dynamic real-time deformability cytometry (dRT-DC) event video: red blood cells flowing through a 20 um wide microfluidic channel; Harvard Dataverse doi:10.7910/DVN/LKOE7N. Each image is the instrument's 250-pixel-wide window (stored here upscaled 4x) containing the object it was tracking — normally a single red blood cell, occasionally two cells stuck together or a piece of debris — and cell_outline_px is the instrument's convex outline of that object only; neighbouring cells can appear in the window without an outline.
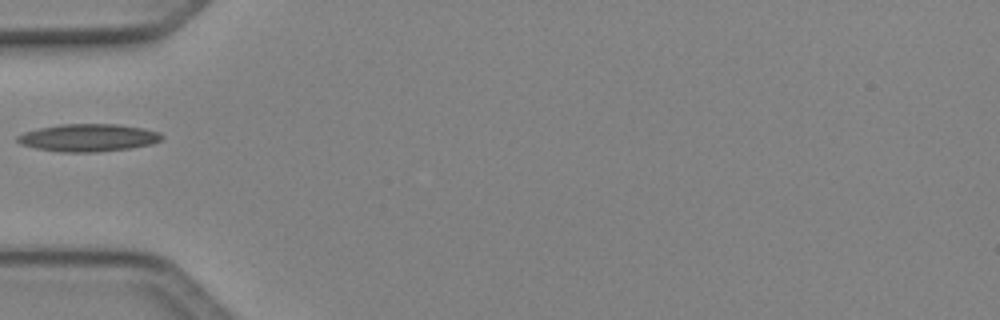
{"species": "Egyptian fruit bat (a non-hibernating species)", "species_latin": "Rousettus aegyptiacus", "temperature_condition": "cold", "stored_images_in_passage": 27, "camera_frame_rate_fps": 3000, "um_per_image_px": 0.085, "animal": {"sex": "female"}, "frame": {"image": 1, "passage_image": 1, "time_ms": 0.0, "image_size_px": [1000, 320], "cell_outline_px": [[164, 136], [160, 140], [152, 144], [128, 148], [96, 152], [60, 152], [36, 148], [20, 144], [16, 140], [16, 136], [24, 132], [40, 128], [60, 124], [120, 124], [144, 128], [160, 132]], "centroid_in_image_um": [7.51, 11.7], "position_along_channel_um": 77.5, "area_um2": 23.24}}